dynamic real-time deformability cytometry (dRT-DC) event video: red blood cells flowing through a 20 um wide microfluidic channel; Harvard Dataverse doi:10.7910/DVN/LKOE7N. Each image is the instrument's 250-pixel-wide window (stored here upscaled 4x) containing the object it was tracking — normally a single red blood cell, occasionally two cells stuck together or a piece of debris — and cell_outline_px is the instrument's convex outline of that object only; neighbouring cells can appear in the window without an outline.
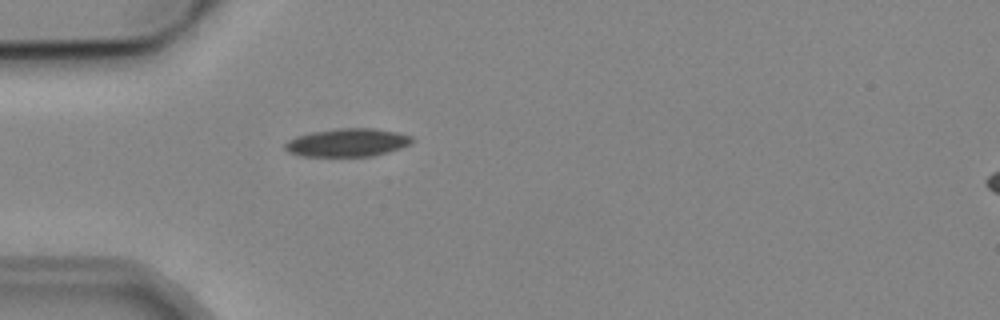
{"species": "common noctule bat (a hibernating species)", "species_latin": "Nyctalus noctula", "temperature_condition": "cold", "stored_images_in_passage": 4, "camera_frame_rate_fps": 3000, "um_per_image_px": 0.085, "animal": {"sex": "male", "body_mass_g": 19.2, "forearm_length_mm": 51.8}, "frame": {"image": 1, "passage_image": 4, "time_ms": 4.333, "image_size_px": [1000, 320], "cell_outline_px": [[416, 140], [412, 144], [388, 152], [372, 156], [304, 156], [288, 152], [284, 148], [284, 144], [288, 140], [296, 136], [312, 132], [340, 128], [372, 128], [400, 132], [412, 136]], "centroid_in_image_um": [29.58, 12.11], "position_along_channel_um": 55.4, "area_um2": 20.98}}